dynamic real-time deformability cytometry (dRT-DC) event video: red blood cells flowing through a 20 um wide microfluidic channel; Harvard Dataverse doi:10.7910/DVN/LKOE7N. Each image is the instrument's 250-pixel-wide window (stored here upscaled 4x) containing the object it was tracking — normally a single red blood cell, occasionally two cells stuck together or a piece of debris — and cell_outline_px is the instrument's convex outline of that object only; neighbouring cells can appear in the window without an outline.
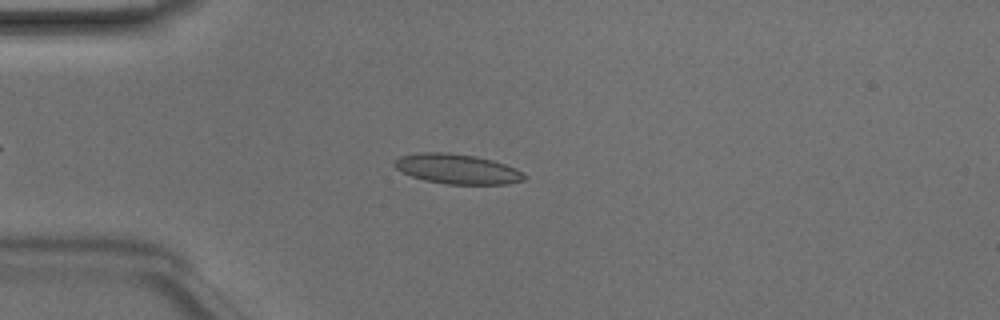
{"species": "Egyptian fruit bat (a non-hibernating species)", "species_latin": "Rousettus aegyptiacus", "temperature_condition": "room temperature", "stored_images_in_passage": 46, "camera_frame_rate_fps": 3000, "um_per_image_px": 0.085, "animal": {"sex": "male"}, "frame": {"image": 1, "passage_image": 10, "time_ms": 3.0, "image_size_px": [1000, 320], "cell_outline_px": [[524, 180], [508, 184], [448, 184], [424, 180], [412, 176], [396, 168], [392, 164], [400, 156], [416, 152], [448, 152], [476, 156], [492, 160], [516, 168], [524, 172]], "centroid_in_image_um": [38.86, 14.35], "position_along_channel_um": 46.1, "area_um2": 22.6}}
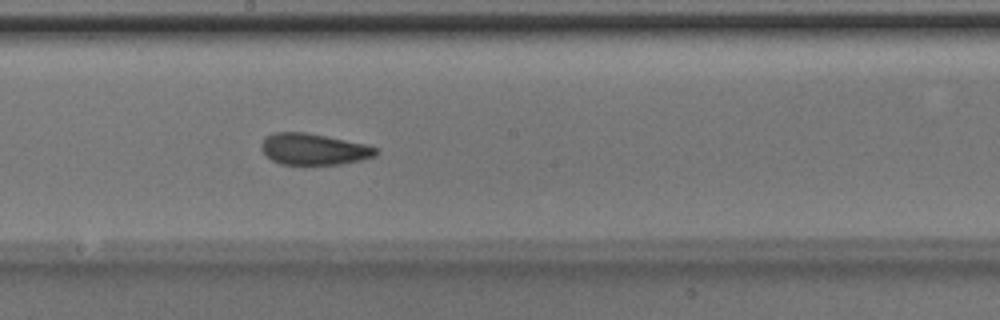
{"frame": {"image": 2, "passage_image": 24, "time_ms": 7.667, "image_size_px": [1000, 320], "cell_outline_px": [[380, 152], [376, 156], [360, 160], [340, 164], [280, 164], [272, 160], [260, 148], [260, 144], [264, 136], [272, 132], [308, 132], [368, 144], [376, 148]], "centroid_in_image_um": [26.67, 12.66], "position_along_channel_um": 221.5, "area_um2": 21.21}}
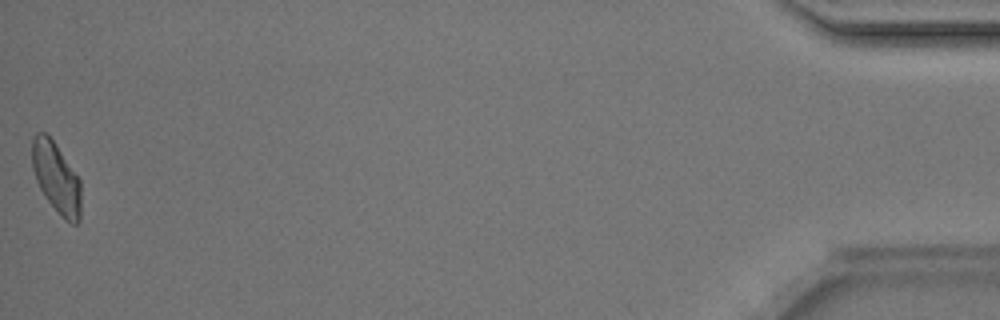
{"frame": {"image": 3, "passage_image": 46, "time_ms": 15.0, "image_size_px": [1000, 320], "cell_outline_px": [[80, 220], [76, 224], [72, 224], [64, 220], [44, 196], [36, 180], [32, 168], [32, 136], [36, 132], [44, 132], [56, 144], [80, 180]], "centroid_in_image_um": [4.77, 15.11], "position_along_channel_um": 430.4, "area_um2": 20.11}, "authors_computed_cell_mechanics": {"area_um2": 21.3571, "velocity_mm_per_s": 4.1595, "shape_relaxation_time_tau1_ms": 2.8204, "shape_relaxation_time_tau2_ms": 1.4349, "deformation_change_tau1": 0.1134, "deformation_change_tau2": 0.0686}}